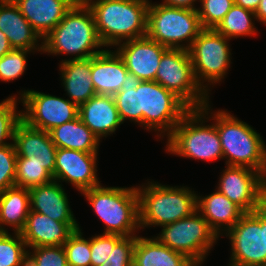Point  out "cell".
Segmentation results:
<instances>
[{
	"mask_svg": "<svg viewBox=\"0 0 266 266\" xmlns=\"http://www.w3.org/2000/svg\"><path fill=\"white\" fill-rule=\"evenodd\" d=\"M105 49L98 36L92 11L83 0H78L43 38L42 54L69 55L68 60H77L91 58Z\"/></svg>",
	"mask_w": 266,
	"mask_h": 266,
	"instance_id": "obj_1",
	"label": "cell"
},
{
	"mask_svg": "<svg viewBox=\"0 0 266 266\" xmlns=\"http://www.w3.org/2000/svg\"><path fill=\"white\" fill-rule=\"evenodd\" d=\"M210 106L207 103L201 110L217 127L225 166H244L266 176V144L262 136L231 112L222 109L215 112Z\"/></svg>",
	"mask_w": 266,
	"mask_h": 266,
	"instance_id": "obj_2",
	"label": "cell"
},
{
	"mask_svg": "<svg viewBox=\"0 0 266 266\" xmlns=\"http://www.w3.org/2000/svg\"><path fill=\"white\" fill-rule=\"evenodd\" d=\"M92 11L102 44H117L146 36L149 0H83Z\"/></svg>",
	"mask_w": 266,
	"mask_h": 266,
	"instance_id": "obj_3",
	"label": "cell"
},
{
	"mask_svg": "<svg viewBox=\"0 0 266 266\" xmlns=\"http://www.w3.org/2000/svg\"><path fill=\"white\" fill-rule=\"evenodd\" d=\"M139 197V225L162 227L188 217L197 210V193L188 186L163 185L148 181L136 185Z\"/></svg>",
	"mask_w": 266,
	"mask_h": 266,
	"instance_id": "obj_4",
	"label": "cell"
},
{
	"mask_svg": "<svg viewBox=\"0 0 266 266\" xmlns=\"http://www.w3.org/2000/svg\"><path fill=\"white\" fill-rule=\"evenodd\" d=\"M81 194L87 199L98 219L103 221V234H139V197L136 186L105 187L100 184Z\"/></svg>",
	"mask_w": 266,
	"mask_h": 266,
	"instance_id": "obj_5",
	"label": "cell"
},
{
	"mask_svg": "<svg viewBox=\"0 0 266 266\" xmlns=\"http://www.w3.org/2000/svg\"><path fill=\"white\" fill-rule=\"evenodd\" d=\"M209 121L201 109H191L166 138L165 152L208 162L223 160L217 127Z\"/></svg>",
	"mask_w": 266,
	"mask_h": 266,
	"instance_id": "obj_6",
	"label": "cell"
},
{
	"mask_svg": "<svg viewBox=\"0 0 266 266\" xmlns=\"http://www.w3.org/2000/svg\"><path fill=\"white\" fill-rule=\"evenodd\" d=\"M202 30L196 9L150 1L146 35L159 44L167 48L188 50Z\"/></svg>",
	"mask_w": 266,
	"mask_h": 266,
	"instance_id": "obj_7",
	"label": "cell"
},
{
	"mask_svg": "<svg viewBox=\"0 0 266 266\" xmlns=\"http://www.w3.org/2000/svg\"><path fill=\"white\" fill-rule=\"evenodd\" d=\"M138 112H142V127L166 138L191 110L179 97L156 81H141L137 87Z\"/></svg>",
	"mask_w": 266,
	"mask_h": 266,
	"instance_id": "obj_8",
	"label": "cell"
},
{
	"mask_svg": "<svg viewBox=\"0 0 266 266\" xmlns=\"http://www.w3.org/2000/svg\"><path fill=\"white\" fill-rule=\"evenodd\" d=\"M229 41L215 29H203L188 49L195 79L208 95L211 86L222 82L231 68Z\"/></svg>",
	"mask_w": 266,
	"mask_h": 266,
	"instance_id": "obj_9",
	"label": "cell"
},
{
	"mask_svg": "<svg viewBox=\"0 0 266 266\" xmlns=\"http://www.w3.org/2000/svg\"><path fill=\"white\" fill-rule=\"evenodd\" d=\"M161 229L160 233L153 237L170 249L184 254L197 266L203 265L208 253L219 240L197 210L188 217L162 226Z\"/></svg>",
	"mask_w": 266,
	"mask_h": 266,
	"instance_id": "obj_10",
	"label": "cell"
},
{
	"mask_svg": "<svg viewBox=\"0 0 266 266\" xmlns=\"http://www.w3.org/2000/svg\"><path fill=\"white\" fill-rule=\"evenodd\" d=\"M155 81L179 97L190 109H201L209 95L197 83L188 50L168 48L162 55Z\"/></svg>",
	"mask_w": 266,
	"mask_h": 266,
	"instance_id": "obj_11",
	"label": "cell"
},
{
	"mask_svg": "<svg viewBox=\"0 0 266 266\" xmlns=\"http://www.w3.org/2000/svg\"><path fill=\"white\" fill-rule=\"evenodd\" d=\"M19 93L24 107L22 121L32 128L49 132L78 117L79 107L68 98L64 99L33 89Z\"/></svg>",
	"mask_w": 266,
	"mask_h": 266,
	"instance_id": "obj_12",
	"label": "cell"
},
{
	"mask_svg": "<svg viewBox=\"0 0 266 266\" xmlns=\"http://www.w3.org/2000/svg\"><path fill=\"white\" fill-rule=\"evenodd\" d=\"M225 236L231 243L229 266H266L261 206L251 213H245Z\"/></svg>",
	"mask_w": 266,
	"mask_h": 266,
	"instance_id": "obj_13",
	"label": "cell"
},
{
	"mask_svg": "<svg viewBox=\"0 0 266 266\" xmlns=\"http://www.w3.org/2000/svg\"><path fill=\"white\" fill-rule=\"evenodd\" d=\"M222 172L216 187L219 192L245 213H251L261 206L266 190L264 174L248 167L228 165Z\"/></svg>",
	"mask_w": 266,
	"mask_h": 266,
	"instance_id": "obj_14",
	"label": "cell"
},
{
	"mask_svg": "<svg viewBox=\"0 0 266 266\" xmlns=\"http://www.w3.org/2000/svg\"><path fill=\"white\" fill-rule=\"evenodd\" d=\"M97 156L98 153L57 148L54 180L70 183L79 193L100 185Z\"/></svg>",
	"mask_w": 266,
	"mask_h": 266,
	"instance_id": "obj_15",
	"label": "cell"
},
{
	"mask_svg": "<svg viewBox=\"0 0 266 266\" xmlns=\"http://www.w3.org/2000/svg\"><path fill=\"white\" fill-rule=\"evenodd\" d=\"M115 47L128 72L141 81H155L161 57L168 49L147 35L121 42Z\"/></svg>",
	"mask_w": 266,
	"mask_h": 266,
	"instance_id": "obj_16",
	"label": "cell"
},
{
	"mask_svg": "<svg viewBox=\"0 0 266 266\" xmlns=\"http://www.w3.org/2000/svg\"><path fill=\"white\" fill-rule=\"evenodd\" d=\"M17 157L26 158V164L43 165L54 175L57 147L49 132L28 126L21 121L14 132Z\"/></svg>",
	"mask_w": 266,
	"mask_h": 266,
	"instance_id": "obj_17",
	"label": "cell"
},
{
	"mask_svg": "<svg viewBox=\"0 0 266 266\" xmlns=\"http://www.w3.org/2000/svg\"><path fill=\"white\" fill-rule=\"evenodd\" d=\"M79 228L78 222L55 221L45 214L29 211L20 234L27 248L63 246L70 235Z\"/></svg>",
	"mask_w": 266,
	"mask_h": 266,
	"instance_id": "obj_18",
	"label": "cell"
},
{
	"mask_svg": "<svg viewBox=\"0 0 266 266\" xmlns=\"http://www.w3.org/2000/svg\"><path fill=\"white\" fill-rule=\"evenodd\" d=\"M0 30L13 49L42 53L43 39L21 14L13 0H0Z\"/></svg>",
	"mask_w": 266,
	"mask_h": 266,
	"instance_id": "obj_19",
	"label": "cell"
},
{
	"mask_svg": "<svg viewBox=\"0 0 266 266\" xmlns=\"http://www.w3.org/2000/svg\"><path fill=\"white\" fill-rule=\"evenodd\" d=\"M78 116L100 141L115 134L123 124L112 95L96 94L91 97L79 106Z\"/></svg>",
	"mask_w": 266,
	"mask_h": 266,
	"instance_id": "obj_20",
	"label": "cell"
},
{
	"mask_svg": "<svg viewBox=\"0 0 266 266\" xmlns=\"http://www.w3.org/2000/svg\"><path fill=\"white\" fill-rule=\"evenodd\" d=\"M21 14L43 39L78 0H13Z\"/></svg>",
	"mask_w": 266,
	"mask_h": 266,
	"instance_id": "obj_21",
	"label": "cell"
},
{
	"mask_svg": "<svg viewBox=\"0 0 266 266\" xmlns=\"http://www.w3.org/2000/svg\"><path fill=\"white\" fill-rule=\"evenodd\" d=\"M63 187L60 182L53 180L29 188L30 211L45 214L55 221L77 222Z\"/></svg>",
	"mask_w": 266,
	"mask_h": 266,
	"instance_id": "obj_22",
	"label": "cell"
},
{
	"mask_svg": "<svg viewBox=\"0 0 266 266\" xmlns=\"http://www.w3.org/2000/svg\"><path fill=\"white\" fill-rule=\"evenodd\" d=\"M197 211L208 222L218 237H223L245 214L228 197L217 189L209 195H198Z\"/></svg>",
	"mask_w": 266,
	"mask_h": 266,
	"instance_id": "obj_23",
	"label": "cell"
},
{
	"mask_svg": "<svg viewBox=\"0 0 266 266\" xmlns=\"http://www.w3.org/2000/svg\"><path fill=\"white\" fill-rule=\"evenodd\" d=\"M128 70L115 50L106 48L92 56V83L96 94L114 96L121 90Z\"/></svg>",
	"mask_w": 266,
	"mask_h": 266,
	"instance_id": "obj_24",
	"label": "cell"
},
{
	"mask_svg": "<svg viewBox=\"0 0 266 266\" xmlns=\"http://www.w3.org/2000/svg\"><path fill=\"white\" fill-rule=\"evenodd\" d=\"M59 71L65 94L78 107L96 95L91 78L92 57L77 60L62 59Z\"/></svg>",
	"mask_w": 266,
	"mask_h": 266,
	"instance_id": "obj_25",
	"label": "cell"
},
{
	"mask_svg": "<svg viewBox=\"0 0 266 266\" xmlns=\"http://www.w3.org/2000/svg\"><path fill=\"white\" fill-rule=\"evenodd\" d=\"M133 266H197L182 253L161 244L155 237L137 235Z\"/></svg>",
	"mask_w": 266,
	"mask_h": 266,
	"instance_id": "obj_26",
	"label": "cell"
},
{
	"mask_svg": "<svg viewBox=\"0 0 266 266\" xmlns=\"http://www.w3.org/2000/svg\"><path fill=\"white\" fill-rule=\"evenodd\" d=\"M30 211L28 188L13 186L0 192V232L20 233Z\"/></svg>",
	"mask_w": 266,
	"mask_h": 266,
	"instance_id": "obj_27",
	"label": "cell"
},
{
	"mask_svg": "<svg viewBox=\"0 0 266 266\" xmlns=\"http://www.w3.org/2000/svg\"><path fill=\"white\" fill-rule=\"evenodd\" d=\"M52 142L57 148L77 150L87 153H98V137L82 122L78 116L49 131Z\"/></svg>",
	"mask_w": 266,
	"mask_h": 266,
	"instance_id": "obj_28",
	"label": "cell"
},
{
	"mask_svg": "<svg viewBox=\"0 0 266 266\" xmlns=\"http://www.w3.org/2000/svg\"><path fill=\"white\" fill-rule=\"evenodd\" d=\"M255 21V12L234 4L215 30L230 40L243 36L255 37L258 32Z\"/></svg>",
	"mask_w": 266,
	"mask_h": 266,
	"instance_id": "obj_29",
	"label": "cell"
},
{
	"mask_svg": "<svg viewBox=\"0 0 266 266\" xmlns=\"http://www.w3.org/2000/svg\"><path fill=\"white\" fill-rule=\"evenodd\" d=\"M141 80L128 72L121 90L113 97L122 123L129 120L142 127V112H138L137 87Z\"/></svg>",
	"mask_w": 266,
	"mask_h": 266,
	"instance_id": "obj_30",
	"label": "cell"
},
{
	"mask_svg": "<svg viewBox=\"0 0 266 266\" xmlns=\"http://www.w3.org/2000/svg\"><path fill=\"white\" fill-rule=\"evenodd\" d=\"M12 234L0 232V266H27V245L20 233Z\"/></svg>",
	"mask_w": 266,
	"mask_h": 266,
	"instance_id": "obj_31",
	"label": "cell"
},
{
	"mask_svg": "<svg viewBox=\"0 0 266 266\" xmlns=\"http://www.w3.org/2000/svg\"><path fill=\"white\" fill-rule=\"evenodd\" d=\"M18 101L21 102L20 97L12 95L0 102V147L14 142L15 129L22 121V109L18 110Z\"/></svg>",
	"mask_w": 266,
	"mask_h": 266,
	"instance_id": "obj_32",
	"label": "cell"
},
{
	"mask_svg": "<svg viewBox=\"0 0 266 266\" xmlns=\"http://www.w3.org/2000/svg\"><path fill=\"white\" fill-rule=\"evenodd\" d=\"M53 180V175L43 165L26 164V158H16L15 186L29 189Z\"/></svg>",
	"mask_w": 266,
	"mask_h": 266,
	"instance_id": "obj_33",
	"label": "cell"
},
{
	"mask_svg": "<svg viewBox=\"0 0 266 266\" xmlns=\"http://www.w3.org/2000/svg\"><path fill=\"white\" fill-rule=\"evenodd\" d=\"M68 266H91L90 238H84L82 229L75 230L63 245Z\"/></svg>",
	"mask_w": 266,
	"mask_h": 266,
	"instance_id": "obj_34",
	"label": "cell"
},
{
	"mask_svg": "<svg viewBox=\"0 0 266 266\" xmlns=\"http://www.w3.org/2000/svg\"><path fill=\"white\" fill-rule=\"evenodd\" d=\"M34 51L12 49L0 58V81L11 82L21 77L27 69L28 54Z\"/></svg>",
	"mask_w": 266,
	"mask_h": 266,
	"instance_id": "obj_35",
	"label": "cell"
},
{
	"mask_svg": "<svg viewBox=\"0 0 266 266\" xmlns=\"http://www.w3.org/2000/svg\"><path fill=\"white\" fill-rule=\"evenodd\" d=\"M197 8L203 29H215L234 5V0H199Z\"/></svg>",
	"mask_w": 266,
	"mask_h": 266,
	"instance_id": "obj_36",
	"label": "cell"
},
{
	"mask_svg": "<svg viewBox=\"0 0 266 266\" xmlns=\"http://www.w3.org/2000/svg\"><path fill=\"white\" fill-rule=\"evenodd\" d=\"M27 266H68L65 250L63 246L29 248Z\"/></svg>",
	"mask_w": 266,
	"mask_h": 266,
	"instance_id": "obj_37",
	"label": "cell"
},
{
	"mask_svg": "<svg viewBox=\"0 0 266 266\" xmlns=\"http://www.w3.org/2000/svg\"><path fill=\"white\" fill-rule=\"evenodd\" d=\"M123 236L118 234H95L90 237L91 266H101L111 256L115 244Z\"/></svg>",
	"mask_w": 266,
	"mask_h": 266,
	"instance_id": "obj_38",
	"label": "cell"
},
{
	"mask_svg": "<svg viewBox=\"0 0 266 266\" xmlns=\"http://www.w3.org/2000/svg\"><path fill=\"white\" fill-rule=\"evenodd\" d=\"M16 158L14 143L0 147V192L15 186Z\"/></svg>",
	"mask_w": 266,
	"mask_h": 266,
	"instance_id": "obj_39",
	"label": "cell"
},
{
	"mask_svg": "<svg viewBox=\"0 0 266 266\" xmlns=\"http://www.w3.org/2000/svg\"><path fill=\"white\" fill-rule=\"evenodd\" d=\"M137 236H123L101 266H133V251Z\"/></svg>",
	"mask_w": 266,
	"mask_h": 266,
	"instance_id": "obj_40",
	"label": "cell"
},
{
	"mask_svg": "<svg viewBox=\"0 0 266 266\" xmlns=\"http://www.w3.org/2000/svg\"><path fill=\"white\" fill-rule=\"evenodd\" d=\"M199 0H162V4L177 8L197 9L195 3Z\"/></svg>",
	"mask_w": 266,
	"mask_h": 266,
	"instance_id": "obj_41",
	"label": "cell"
},
{
	"mask_svg": "<svg viewBox=\"0 0 266 266\" xmlns=\"http://www.w3.org/2000/svg\"><path fill=\"white\" fill-rule=\"evenodd\" d=\"M259 3L260 0H234L235 5L241 6L253 12H256Z\"/></svg>",
	"mask_w": 266,
	"mask_h": 266,
	"instance_id": "obj_42",
	"label": "cell"
},
{
	"mask_svg": "<svg viewBox=\"0 0 266 266\" xmlns=\"http://www.w3.org/2000/svg\"><path fill=\"white\" fill-rule=\"evenodd\" d=\"M256 20L266 25V0H260L259 6L255 12Z\"/></svg>",
	"mask_w": 266,
	"mask_h": 266,
	"instance_id": "obj_43",
	"label": "cell"
},
{
	"mask_svg": "<svg viewBox=\"0 0 266 266\" xmlns=\"http://www.w3.org/2000/svg\"><path fill=\"white\" fill-rule=\"evenodd\" d=\"M12 49L6 35L0 30V58Z\"/></svg>",
	"mask_w": 266,
	"mask_h": 266,
	"instance_id": "obj_44",
	"label": "cell"
},
{
	"mask_svg": "<svg viewBox=\"0 0 266 266\" xmlns=\"http://www.w3.org/2000/svg\"><path fill=\"white\" fill-rule=\"evenodd\" d=\"M261 229H264L265 253H266V210L261 206Z\"/></svg>",
	"mask_w": 266,
	"mask_h": 266,
	"instance_id": "obj_45",
	"label": "cell"
},
{
	"mask_svg": "<svg viewBox=\"0 0 266 266\" xmlns=\"http://www.w3.org/2000/svg\"><path fill=\"white\" fill-rule=\"evenodd\" d=\"M261 206L266 210V190H265V192L263 194Z\"/></svg>",
	"mask_w": 266,
	"mask_h": 266,
	"instance_id": "obj_46",
	"label": "cell"
}]
</instances>
